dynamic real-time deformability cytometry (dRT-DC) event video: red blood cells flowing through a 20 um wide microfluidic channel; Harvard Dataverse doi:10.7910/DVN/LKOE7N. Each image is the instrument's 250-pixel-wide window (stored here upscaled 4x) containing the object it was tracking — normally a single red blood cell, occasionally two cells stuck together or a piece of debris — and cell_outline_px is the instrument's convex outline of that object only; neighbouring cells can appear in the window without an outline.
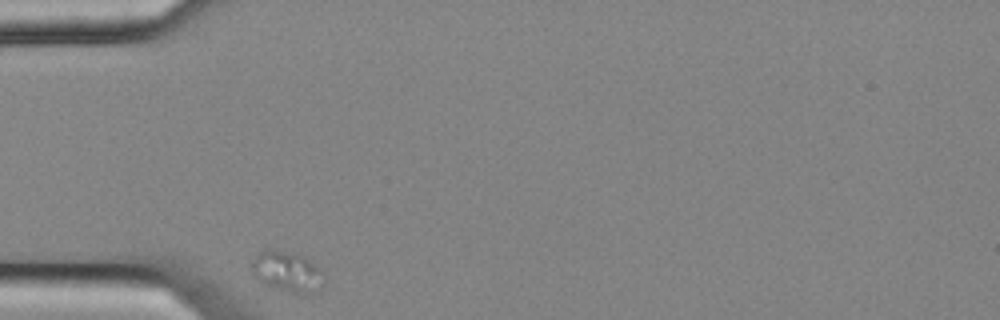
{"species": "common noctule bat (a hibernating species)", "species_latin": "Nyctalus noctula", "temperature_condition": "cold", "stored_images_in_passage": 33, "camera_frame_rate_fps": 3000, "um_per_image_px": 0.085, "animal": {"sex": "female", "body_mass_g": 25.1}, "frame": {"image": 1, "passage_image": 1, "time_ms": 0.0, "image_size_px": [1000, 320], "cell_outline_px": [[320, 268], [304, 292], [292, 292], [268, 284], [260, 280], [252, 272], [252, 260], [260, 252], [284, 252], [304, 256]], "centroid_in_image_um": [24.19, 22.99], "position_along_channel_um": 60.8, "area_um2": 14.39}}
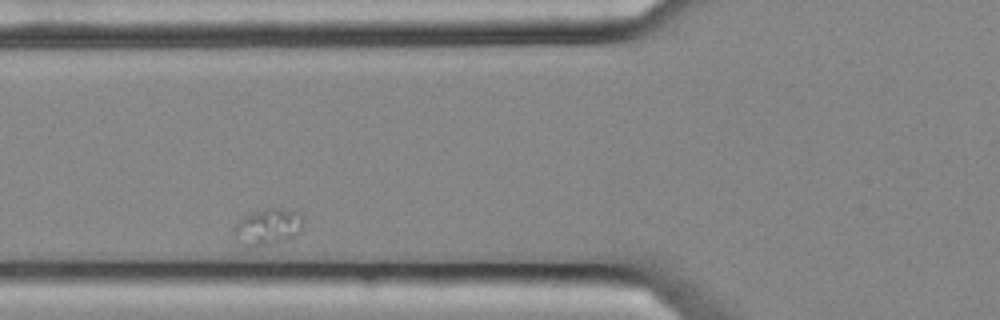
{"frame": {"image": 2, "passage_image": 6, "time_ms": 1.667, "image_size_px": [1000, 320], "cell_outline_px": [[304, 224], [300, 232], [296, 236], [288, 240], [252, 248], [244, 248], [236, 240], [236, 224], [244, 216], [256, 212], [272, 208], [276, 208], [300, 212], [304, 220]], "centroid_in_image_um": [22.82, 19.33], "position_along_channel_um": 103.0, "area_um2": 14.8}}
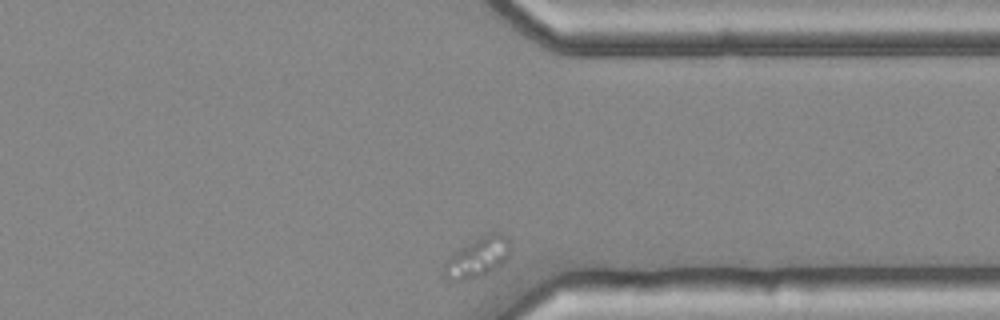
{"frame": {"image": 3, "passage_image": 33, "time_ms": 10.667, "image_size_px": [1000, 320], "cell_outline_px": [[512, 248], [508, 256], [496, 268], [484, 276], [456, 284], [448, 280], [444, 276], [444, 264], [448, 256], [452, 252], [480, 236], [488, 232], [500, 232], [508, 236]], "centroid_in_image_um": [40.57, 21.9], "position_along_channel_um": 370.8, "area_um2": 16.18}}